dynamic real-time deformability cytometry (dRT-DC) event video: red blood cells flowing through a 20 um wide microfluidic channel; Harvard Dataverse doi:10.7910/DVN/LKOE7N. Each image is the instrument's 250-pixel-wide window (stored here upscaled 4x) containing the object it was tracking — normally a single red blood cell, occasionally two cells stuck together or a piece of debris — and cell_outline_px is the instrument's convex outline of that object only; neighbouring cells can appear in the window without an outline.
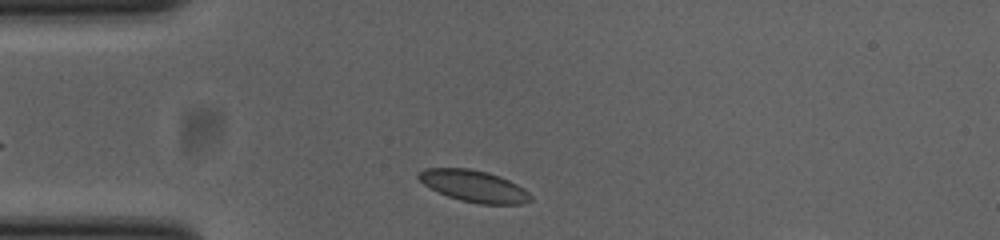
{"species": "common noctule bat (a hibernating species)", "species_latin": "Nyctalus noctula", "temperature_condition": "cold", "stored_images_in_passage": 33, "camera_frame_rate_fps": 3000, "um_per_image_px": 0.085, "animal": {"sex": "female", "body_mass_g": 23.0, "forearm_length_mm": 53.4}, "frame": {"image": 1, "passage_image": 2, "time_ms": 0.333, "image_size_px": [1000, 240], "cell_outline_px": [[532, 200], [524, 204], [476, 204], [460, 200], [448, 196], [424, 184], [416, 176], [424, 168], [468, 168], [488, 172], [500, 176], [524, 188], [532, 196]], "centroid_in_image_um": [40.32, 15.82], "position_along_channel_um": 44.7, "area_um2": 20.63}}
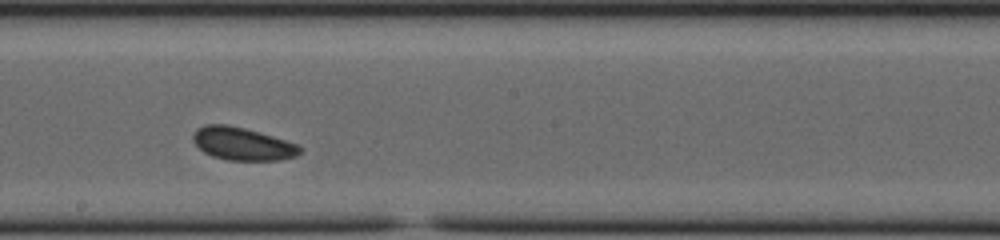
{"frame": {"image": 2, "passage_image": 18, "time_ms": 5.667, "image_size_px": [1000, 240], "cell_outline_px": [[300, 152], [296, 156], [280, 160], [228, 160], [212, 156], [204, 152], [192, 140], [192, 136], [196, 128], [204, 124], [228, 124], [244, 128], [272, 136], [296, 144], [300, 148]], "centroid_in_image_um": [20.55, 12.21], "position_along_channel_um": 227.6, "area_um2": 20.29}}
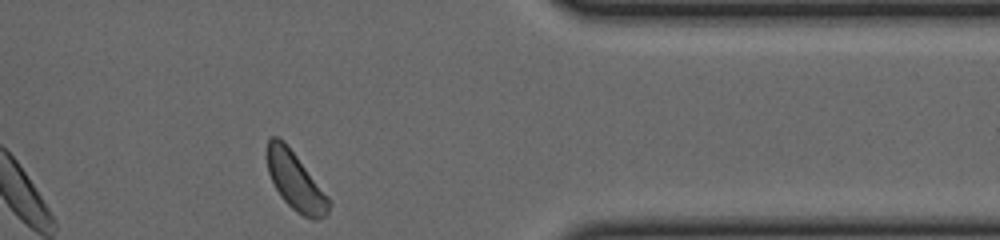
{"frame": {"image": 3, "passage_image": 32, "time_ms": 10.333, "image_size_px": [1000, 240], "cell_outline_px": [[332, 204], [328, 212], [324, 216], [316, 220], [312, 220], [296, 212], [280, 196], [268, 172], [264, 156], [268, 140], [272, 136], [276, 136], [284, 140], [332, 200]], "centroid_in_image_um": [25.1, 15.38], "position_along_channel_um": 386.3, "area_um2": 21.27}, "authors_computed_cell_mechanics": {"area_um2": 20.519, "velocity_mm_per_s": 3.7874, "shape_relaxation_time_tau1_ms": 2.562, "shape_relaxation_time_tau2_ms": 9.7685, "deformation_change_tau1": 0.0246, "deformation_change_tau2": 0.1424}}